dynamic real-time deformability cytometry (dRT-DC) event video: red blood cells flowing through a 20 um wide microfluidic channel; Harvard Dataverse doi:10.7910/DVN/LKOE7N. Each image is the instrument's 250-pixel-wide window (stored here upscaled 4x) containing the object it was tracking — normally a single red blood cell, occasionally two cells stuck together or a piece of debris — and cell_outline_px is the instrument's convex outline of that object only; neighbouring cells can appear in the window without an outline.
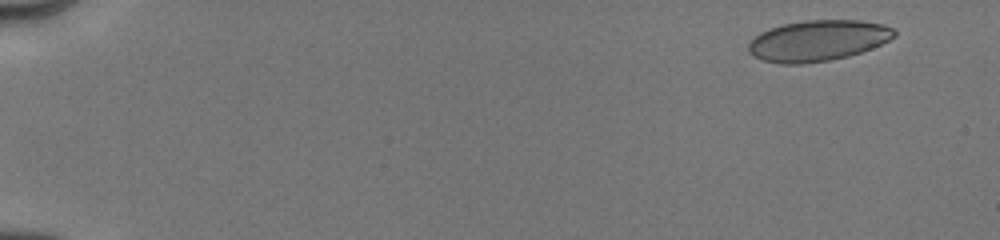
{"species": "human", "species_latin": "Homo sapiens", "temperature_condition": "cold", "stored_images_in_passage": 31, "camera_frame_rate_fps": 3000, "um_per_image_px": 0.085, "donor": {"sex": "male"}, "frame": {"image": 1, "passage_image": 3, "time_ms": 0.667, "image_size_px": [1000, 240], "cell_outline_px": [[896, 36], [872, 48], [848, 56], [828, 60], [800, 64], [780, 64], [764, 60], [752, 56], [748, 52], [748, 44], [760, 32], [784, 24], [804, 20], [860, 20], [884, 24], [892, 28], [896, 32]], "centroid_in_image_um": [69.52, 3.45], "position_along_channel_um": 15.5, "area_um2": 34.62}}
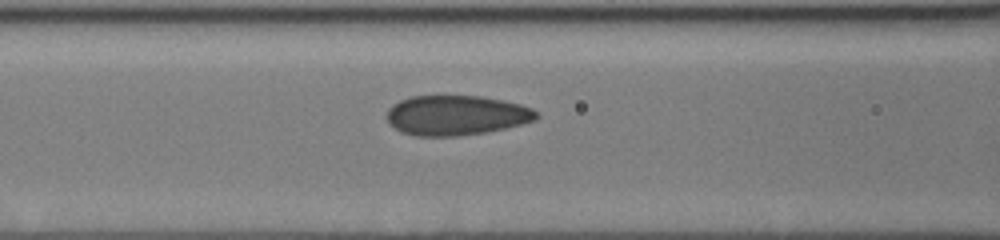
{"frame": {"image": 2, "passage_image": 23, "time_ms": 7.333, "image_size_px": [1000, 240], "cell_outline_px": [[540, 116], [536, 120], [504, 128], [484, 132], [456, 136], [416, 136], [400, 132], [388, 124], [384, 116], [388, 108], [392, 104], [400, 100], [412, 96], [480, 96], [504, 100], [520, 104], [532, 108], [540, 112]], "centroid_in_image_um": [38.75, 9.8], "position_along_channel_um": 127.9, "area_um2": 35.14}}
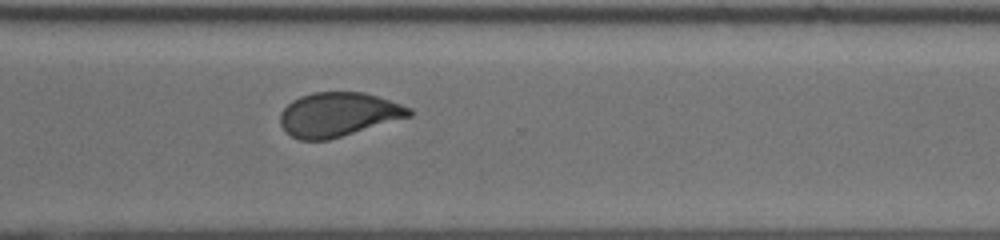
{"frame": {"image": 3, "passage_image": 31, "time_ms": 12.667, "image_size_px": [1000, 240], "cell_outline_px": [[412, 116], [328, 140], [300, 140], [284, 132], [280, 124], [280, 112], [292, 100], [300, 96], [312, 92], [364, 92], [412, 108]], "centroid_in_image_um": [28.72, 9.73], "position_along_channel_um": 341.9, "area_um2": 33.18}}